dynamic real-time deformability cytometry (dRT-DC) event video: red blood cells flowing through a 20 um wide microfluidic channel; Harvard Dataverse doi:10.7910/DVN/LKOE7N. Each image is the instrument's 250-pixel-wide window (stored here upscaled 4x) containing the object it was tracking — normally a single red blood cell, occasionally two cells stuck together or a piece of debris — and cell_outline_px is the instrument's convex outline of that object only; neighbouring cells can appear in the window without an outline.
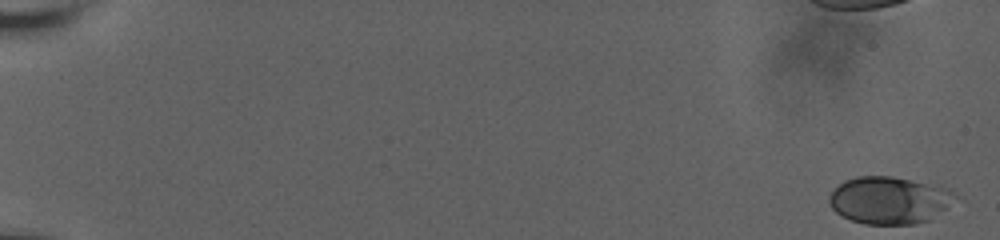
{"species": "human", "species_latin": "Homo sapiens", "temperature_condition": "room temperature", "stored_images_in_passage": 16, "camera_frame_rate_fps": 3000, "um_per_image_px": 0.085, "donor": {"sex": "male"}, "frame": {"image": 1, "passage_image": 1, "time_ms": 0.0, "image_size_px": [1000, 240], "cell_outline_px": [[956, 196], [944, 208], [928, 220], [916, 224], [864, 224], [852, 220], [836, 212], [832, 208], [828, 200], [828, 196], [844, 180], [856, 176], [892, 176], [948, 188], [956, 192]], "centroid_in_image_um": [75.55, 17.01], "position_along_channel_um": 9.5, "area_um2": 34.28}}